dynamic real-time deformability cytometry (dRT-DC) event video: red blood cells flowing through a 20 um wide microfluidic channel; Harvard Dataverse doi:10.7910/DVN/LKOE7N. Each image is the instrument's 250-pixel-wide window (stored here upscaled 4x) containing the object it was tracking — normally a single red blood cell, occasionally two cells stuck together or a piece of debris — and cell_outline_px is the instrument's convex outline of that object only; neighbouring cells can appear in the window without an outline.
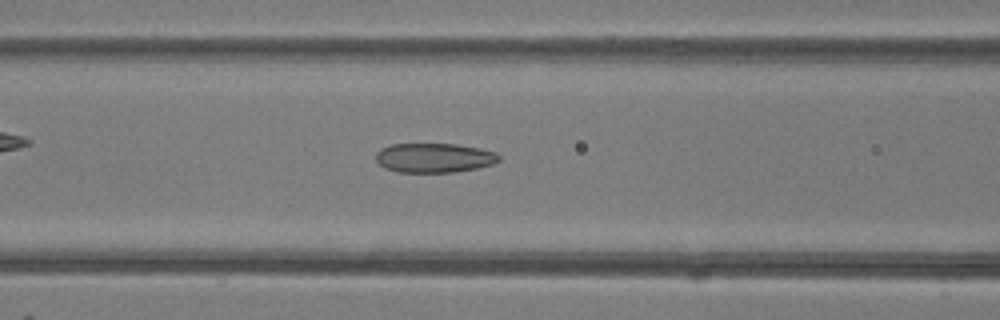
{"species": "common noctule bat (a hibernating species)", "species_latin": "Nyctalus noctula", "temperature_condition": "room temperature", "stored_images_in_passage": 36, "camera_frame_rate_fps": 3000, "um_per_image_px": 0.085, "animal": {"sex": "female"}, "frame": {"image": 1, "passage_image": 19, "time_ms": 6.0, "image_size_px": [1000, 320], "cell_outline_px": [[500, 160], [492, 164], [476, 168], [452, 172], [396, 172], [384, 168], [376, 160], [376, 152], [380, 148], [392, 144], [456, 144], [480, 148], [496, 152], [500, 156]], "centroid_in_image_um": [36.89, 13.41], "position_along_channel_um": 129.7, "area_um2": 21.15}}
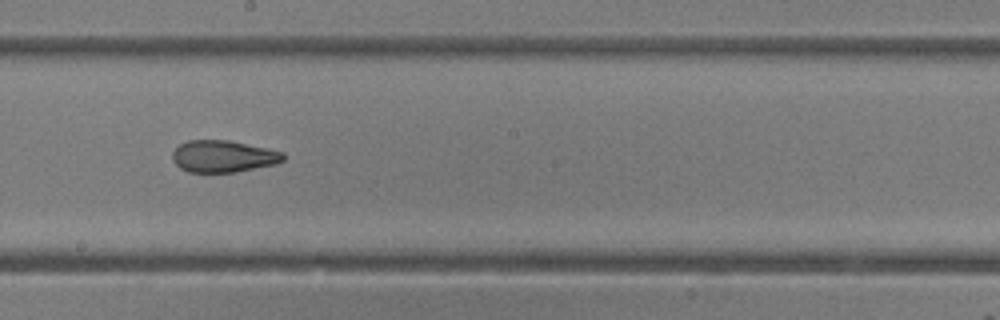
{"frame": {"image": 2, "passage_image": 26, "time_ms": 8.333, "image_size_px": [1000, 320], "cell_outline_px": [[284, 160], [276, 164], [236, 172], [188, 172], [180, 168], [172, 160], [172, 152], [180, 144], [188, 140], [228, 140], [268, 148], [284, 152]], "centroid_in_image_um": [18.98, 13.29], "position_along_channel_um": 229.2, "area_um2": 20.69}}
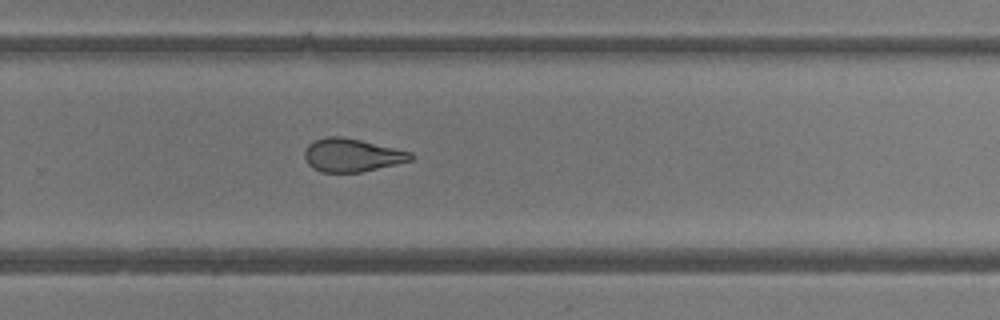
{"frame": {"image": 3, "passage_image": 31, "time_ms": 10.0, "image_size_px": [1000, 320], "cell_outline_px": [[412, 160], [396, 164], [360, 172], [320, 172], [312, 168], [308, 164], [304, 156], [304, 152], [308, 144], [316, 140], [328, 136], [340, 136], [360, 140], [412, 152]], "centroid_in_image_um": [29.88, 13.19], "position_along_channel_um": 299.9, "area_um2": 20.35}, "authors_computed_cell_mechanics": {"area_um2": 21.8195, "velocity_mm_per_s": 4.2483, "shape_relaxation_time_tau1_ms": 5.9149, "shape_relaxation_time_tau2_ms": 1.9996, "deformation_change_tau1": 0.1545, "deformation_change_tau2": 0.102}}